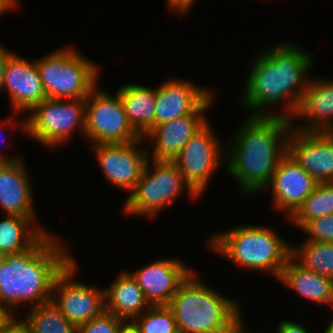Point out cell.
<instances>
[{
    "label": "cell",
    "instance_id": "cb8c5ba5",
    "mask_svg": "<svg viewBox=\"0 0 333 333\" xmlns=\"http://www.w3.org/2000/svg\"><path fill=\"white\" fill-rule=\"evenodd\" d=\"M35 217L7 215L0 219V252L18 254L30 249L48 231L35 223ZM32 227V228H31Z\"/></svg>",
    "mask_w": 333,
    "mask_h": 333
},
{
    "label": "cell",
    "instance_id": "e0dca14e",
    "mask_svg": "<svg viewBox=\"0 0 333 333\" xmlns=\"http://www.w3.org/2000/svg\"><path fill=\"white\" fill-rule=\"evenodd\" d=\"M193 270L178 259H160L129 272L151 306L168 305Z\"/></svg>",
    "mask_w": 333,
    "mask_h": 333
},
{
    "label": "cell",
    "instance_id": "5bb4252c",
    "mask_svg": "<svg viewBox=\"0 0 333 333\" xmlns=\"http://www.w3.org/2000/svg\"><path fill=\"white\" fill-rule=\"evenodd\" d=\"M214 101L213 93L194 113L153 127L143 137L153 143L151 156L148 152L149 158L155 161H173L183 146L208 122L205 114Z\"/></svg>",
    "mask_w": 333,
    "mask_h": 333
},
{
    "label": "cell",
    "instance_id": "3957f363",
    "mask_svg": "<svg viewBox=\"0 0 333 333\" xmlns=\"http://www.w3.org/2000/svg\"><path fill=\"white\" fill-rule=\"evenodd\" d=\"M59 241L47 232L30 249L6 256L0 267V302L12 312L25 303L34 307L51 301L55 278L75 259Z\"/></svg>",
    "mask_w": 333,
    "mask_h": 333
},
{
    "label": "cell",
    "instance_id": "8fae6325",
    "mask_svg": "<svg viewBox=\"0 0 333 333\" xmlns=\"http://www.w3.org/2000/svg\"><path fill=\"white\" fill-rule=\"evenodd\" d=\"M77 267L74 259L55 278L51 299L68 321L76 327L105 311V289L74 281L73 275Z\"/></svg>",
    "mask_w": 333,
    "mask_h": 333
},
{
    "label": "cell",
    "instance_id": "2e32d148",
    "mask_svg": "<svg viewBox=\"0 0 333 333\" xmlns=\"http://www.w3.org/2000/svg\"><path fill=\"white\" fill-rule=\"evenodd\" d=\"M4 90L9 92L13 115L29 113L47 98L35 60L29 61L16 53L7 60L2 92Z\"/></svg>",
    "mask_w": 333,
    "mask_h": 333
},
{
    "label": "cell",
    "instance_id": "d590c367",
    "mask_svg": "<svg viewBox=\"0 0 333 333\" xmlns=\"http://www.w3.org/2000/svg\"><path fill=\"white\" fill-rule=\"evenodd\" d=\"M117 333H141L134 321L124 320L118 327Z\"/></svg>",
    "mask_w": 333,
    "mask_h": 333
},
{
    "label": "cell",
    "instance_id": "4fadbf2b",
    "mask_svg": "<svg viewBox=\"0 0 333 333\" xmlns=\"http://www.w3.org/2000/svg\"><path fill=\"white\" fill-rule=\"evenodd\" d=\"M287 153L317 182H333V132H305L292 128Z\"/></svg>",
    "mask_w": 333,
    "mask_h": 333
},
{
    "label": "cell",
    "instance_id": "7402d4cb",
    "mask_svg": "<svg viewBox=\"0 0 333 333\" xmlns=\"http://www.w3.org/2000/svg\"><path fill=\"white\" fill-rule=\"evenodd\" d=\"M278 280L318 306L329 304L333 307V280L305 268L292 255Z\"/></svg>",
    "mask_w": 333,
    "mask_h": 333
},
{
    "label": "cell",
    "instance_id": "ba28073f",
    "mask_svg": "<svg viewBox=\"0 0 333 333\" xmlns=\"http://www.w3.org/2000/svg\"><path fill=\"white\" fill-rule=\"evenodd\" d=\"M29 113L19 124L45 147L68 143L76 129L85 138L86 99L46 98Z\"/></svg>",
    "mask_w": 333,
    "mask_h": 333
},
{
    "label": "cell",
    "instance_id": "b9f144b4",
    "mask_svg": "<svg viewBox=\"0 0 333 333\" xmlns=\"http://www.w3.org/2000/svg\"><path fill=\"white\" fill-rule=\"evenodd\" d=\"M209 333H234V326L228 331H214Z\"/></svg>",
    "mask_w": 333,
    "mask_h": 333
},
{
    "label": "cell",
    "instance_id": "f35d334b",
    "mask_svg": "<svg viewBox=\"0 0 333 333\" xmlns=\"http://www.w3.org/2000/svg\"><path fill=\"white\" fill-rule=\"evenodd\" d=\"M1 123L2 122H0V128H1V125H2ZM5 139H6V137L3 140L5 141ZM19 158H20V156H15V155L10 158V157H7L6 154L2 155V153L0 152V162H11V161H15Z\"/></svg>",
    "mask_w": 333,
    "mask_h": 333
},
{
    "label": "cell",
    "instance_id": "484cf974",
    "mask_svg": "<svg viewBox=\"0 0 333 333\" xmlns=\"http://www.w3.org/2000/svg\"><path fill=\"white\" fill-rule=\"evenodd\" d=\"M291 255L305 268L333 280V242L304 241L291 244Z\"/></svg>",
    "mask_w": 333,
    "mask_h": 333
},
{
    "label": "cell",
    "instance_id": "f546056e",
    "mask_svg": "<svg viewBox=\"0 0 333 333\" xmlns=\"http://www.w3.org/2000/svg\"><path fill=\"white\" fill-rule=\"evenodd\" d=\"M124 320L104 311L98 317L77 327V333H117Z\"/></svg>",
    "mask_w": 333,
    "mask_h": 333
},
{
    "label": "cell",
    "instance_id": "d4e9b609",
    "mask_svg": "<svg viewBox=\"0 0 333 333\" xmlns=\"http://www.w3.org/2000/svg\"><path fill=\"white\" fill-rule=\"evenodd\" d=\"M24 319L30 333H77V327L68 321L53 301L30 307Z\"/></svg>",
    "mask_w": 333,
    "mask_h": 333
},
{
    "label": "cell",
    "instance_id": "6da1fadb",
    "mask_svg": "<svg viewBox=\"0 0 333 333\" xmlns=\"http://www.w3.org/2000/svg\"><path fill=\"white\" fill-rule=\"evenodd\" d=\"M314 57L291 42L279 43L251 61L242 94V104L250 116H283L291 119L309 81ZM279 104V105H278ZM284 105V113L269 112Z\"/></svg>",
    "mask_w": 333,
    "mask_h": 333
},
{
    "label": "cell",
    "instance_id": "8992f818",
    "mask_svg": "<svg viewBox=\"0 0 333 333\" xmlns=\"http://www.w3.org/2000/svg\"><path fill=\"white\" fill-rule=\"evenodd\" d=\"M47 98L86 99L97 86L99 67L72 46L35 60Z\"/></svg>",
    "mask_w": 333,
    "mask_h": 333
},
{
    "label": "cell",
    "instance_id": "603a6c76",
    "mask_svg": "<svg viewBox=\"0 0 333 333\" xmlns=\"http://www.w3.org/2000/svg\"><path fill=\"white\" fill-rule=\"evenodd\" d=\"M132 127L144 137L154 127L156 87L125 84L117 91Z\"/></svg>",
    "mask_w": 333,
    "mask_h": 333
},
{
    "label": "cell",
    "instance_id": "30bf717a",
    "mask_svg": "<svg viewBox=\"0 0 333 333\" xmlns=\"http://www.w3.org/2000/svg\"><path fill=\"white\" fill-rule=\"evenodd\" d=\"M214 133L208 121L173 160L185 182L199 197L206 190L211 175L226 159V147L222 146Z\"/></svg>",
    "mask_w": 333,
    "mask_h": 333
},
{
    "label": "cell",
    "instance_id": "9c48e42d",
    "mask_svg": "<svg viewBox=\"0 0 333 333\" xmlns=\"http://www.w3.org/2000/svg\"><path fill=\"white\" fill-rule=\"evenodd\" d=\"M97 86L86 98L85 138L92 145L129 143L143 138L130 124L119 94Z\"/></svg>",
    "mask_w": 333,
    "mask_h": 333
},
{
    "label": "cell",
    "instance_id": "4316f807",
    "mask_svg": "<svg viewBox=\"0 0 333 333\" xmlns=\"http://www.w3.org/2000/svg\"><path fill=\"white\" fill-rule=\"evenodd\" d=\"M333 214V182L318 183L315 190L288 219L299 229L309 220Z\"/></svg>",
    "mask_w": 333,
    "mask_h": 333
},
{
    "label": "cell",
    "instance_id": "60d3db41",
    "mask_svg": "<svg viewBox=\"0 0 333 333\" xmlns=\"http://www.w3.org/2000/svg\"><path fill=\"white\" fill-rule=\"evenodd\" d=\"M6 256V254L0 252V267L4 264Z\"/></svg>",
    "mask_w": 333,
    "mask_h": 333
},
{
    "label": "cell",
    "instance_id": "d6986e66",
    "mask_svg": "<svg viewBox=\"0 0 333 333\" xmlns=\"http://www.w3.org/2000/svg\"><path fill=\"white\" fill-rule=\"evenodd\" d=\"M297 118L304 119L306 124L294 127ZM290 120L292 128L297 130L333 132V80L309 78L306 90Z\"/></svg>",
    "mask_w": 333,
    "mask_h": 333
},
{
    "label": "cell",
    "instance_id": "74e56055",
    "mask_svg": "<svg viewBox=\"0 0 333 333\" xmlns=\"http://www.w3.org/2000/svg\"><path fill=\"white\" fill-rule=\"evenodd\" d=\"M243 318H242V314L236 319L235 323H234V333H250L246 330H244V324H243ZM254 333V332H251ZM259 333V332H257ZM261 333V332H260ZM264 333V332H263Z\"/></svg>",
    "mask_w": 333,
    "mask_h": 333
},
{
    "label": "cell",
    "instance_id": "9a60e30c",
    "mask_svg": "<svg viewBox=\"0 0 333 333\" xmlns=\"http://www.w3.org/2000/svg\"><path fill=\"white\" fill-rule=\"evenodd\" d=\"M317 182L286 153L265 190L271 187L272 204L279 212H285L289 219L315 190Z\"/></svg>",
    "mask_w": 333,
    "mask_h": 333
},
{
    "label": "cell",
    "instance_id": "ffe728a7",
    "mask_svg": "<svg viewBox=\"0 0 333 333\" xmlns=\"http://www.w3.org/2000/svg\"><path fill=\"white\" fill-rule=\"evenodd\" d=\"M22 158L0 162V209L7 215L36 217L31 179Z\"/></svg>",
    "mask_w": 333,
    "mask_h": 333
},
{
    "label": "cell",
    "instance_id": "5b68a950",
    "mask_svg": "<svg viewBox=\"0 0 333 333\" xmlns=\"http://www.w3.org/2000/svg\"><path fill=\"white\" fill-rule=\"evenodd\" d=\"M210 250L220 253L241 268L266 271L279 279L288 257L291 244L270 227L240 225L209 238Z\"/></svg>",
    "mask_w": 333,
    "mask_h": 333
},
{
    "label": "cell",
    "instance_id": "ab89813d",
    "mask_svg": "<svg viewBox=\"0 0 333 333\" xmlns=\"http://www.w3.org/2000/svg\"><path fill=\"white\" fill-rule=\"evenodd\" d=\"M324 333H333V317L330 323L327 325Z\"/></svg>",
    "mask_w": 333,
    "mask_h": 333
},
{
    "label": "cell",
    "instance_id": "e575fe53",
    "mask_svg": "<svg viewBox=\"0 0 333 333\" xmlns=\"http://www.w3.org/2000/svg\"><path fill=\"white\" fill-rule=\"evenodd\" d=\"M0 333H30L28 326L19 318L15 319L7 328Z\"/></svg>",
    "mask_w": 333,
    "mask_h": 333
},
{
    "label": "cell",
    "instance_id": "277c9868",
    "mask_svg": "<svg viewBox=\"0 0 333 333\" xmlns=\"http://www.w3.org/2000/svg\"><path fill=\"white\" fill-rule=\"evenodd\" d=\"M184 333L228 331L242 314L239 303L200 281L192 271L167 305ZM241 312V313H240Z\"/></svg>",
    "mask_w": 333,
    "mask_h": 333
},
{
    "label": "cell",
    "instance_id": "44dd1931",
    "mask_svg": "<svg viewBox=\"0 0 333 333\" xmlns=\"http://www.w3.org/2000/svg\"><path fill=\"white\" fill-rule=\"evenodd\" d=\"M105 289V311L126 321H133L151 305L146 300L143 290L127 271Z\"/></svg>",
    "mask_w": 333,
    "mask_h": 333
},
{
    "label": "cell",
    "instance_id": "d6a6232c",
    "mask_svg": "<svg viewBox=\"0 0 333 333\" xmlns=\"http://www.w3.org/2000/svg\"><path fill=\"white\" fill-rule=\"evenodd\" d=\"M2 302H0V331L7 328L17 316Z\"/></svg>",
    "mask_w": 333,
    "mask_h": 333
},
{
    "label": "cell",
    "instance_id": "836d02e7",
    "mask_svg": "<svg viewBox=\"0 0 333 333\" xmlns=\"http://www.w3.org/2000/svg\"><path fill=\"white\" fill-rule=\"evenodd\" d=\"M13 52L4 48L0 45V93L2 92V86L4 83L5 69L7 65V60Z\"/></svg>",
    "mask_w": 333,
    "mask_h": 333
},
{
    "label": "cell",
    "instance_id": "4dcf8cb0",
    "mask_svg": "<svg viewBox=\"0 0 333 333\" xmlns=\"http://www.w3.org/2000/svg\"><path fill=\"white\" fill-rule=\"evenodd\" d=\"M276 333H310L303 325L290 320L281 321Z\"/></svg>",
    "mask_w": 333,
    "mask_h": 333
},
{
    "label": "cell",
    "instance_id": "83f0119b",
    "mask_svg": "<svg viewBox=\"0 0 333 333\" xmlns=\"http://www.w3.org/2000/svg\"><path fill=\"white\" fill-rule=\"evenodd\" d=\"M141 333H174L177 325L167 305L150 306L134 320Z\"/></svg>",
    "mask_w": 333,
    "mask_h": 333
},
{
    "label": "cell",
    "instance_id": "7c38bea8",
    "mask_svg": "<svg viewBox=\"0 0 333 333\" xmlns=\"http://www.w3.org/2000/svg\"><path fill=\"white\" fill-rule=\"evenodd\" d=\"M145 140L92 145L106 181L129 194L134 190L149 159V149L139 148Z\"/></svg>",
    "mask_w": 333,
    "mask_h": 333
},
{
    "label": "cell",
    "instance_id": "ac0fdd59",
    "mask_svg": "<svg viewBox=\"0 0 333 333\" xmlns=\"http://www.w3.org/2000/svg\"><path fill=\"white\" fill-rule=\"evenodd\" d=\"M215 90L171 78L156 87L154 127L194 113Z\"/></svg>",
    "mask_w": 333,
    "mask_h": 333
},
{
    "label": "cell",
    "instance_id": "8d00e7d4",
    "mask_svg": "<svg viewBox=\"0 0 333 333\" xmlns=\"http://www.w3.org/2000/svg\"><path fill=\"white\" fill-rule=\"evenodd\" d=\"M18 5L17 0H0V16L5 12L11 11L12 9L15 10Z\"/></svg>",
    "mask_w": 333,
    "mask_h": 333
},
{
    "label": "cell",
    "instance_id": "1f68e13d",
    "mask_svg": "<svg viewBox=\"0 0 333 333\" xmlns=\"http://www.w3.org/2000/svg\"><path fill=\"white\" fill-rule=\"evenodd\" d=\"M196 0H166L169 11L177 12L179 14H185L189 12V9ZM188 10V11H187Z\"/></svg>",
    "mask_w": 333,
    "mask_h": 333
},
{
    "label": "cell",
    "instance_id": "f1b7e54d",
    "mask_svg": "<svg viewBox=\"0 0 333 333\" xmlns=\"http://www.w3.org/2000/svg\"><path fill=\"white\" fill-rule=\"evenodd\" d=\"M300 230L310 236L305 241L333 242V214L309 220Z\"/></svg>",
    "mask_w": 333,
    "mask_h": 333
},
{
    "label": "cell",
    "instance_id": "7bdbcfd3",
    "mask_svg": "<svg viewBox=\"0 0 333 333\" xmlns=\"http://www.w3.org/2000/svg\"><path fill=\"white\" fill-rule=\"evenodd\" d=\"M174 333H184L183 331H181V330H177L176 332H174Z\"/></svg>",
    "mask_w": 333,
    "mask_h": 333
},
{
    "label": "cell",
    "instance_id": "52a82bcc",
    "mask_svg": "<svg viewBox=\"0 0 333 333\" xmlns=\"http://www.w3.org/2000/svg\"><path fill=\"white\" fill-rule=\"evenodd\" d=\"M185 192L192 199L199 198L173 161L148 159L138 183L123 204V212L132 216H156Z\"/></svg>",
    "mask_w": 333,
    "mask_h": 333
},
{
    "label": "cell",
    "instance_id": "7a4b0ae2",
    "mask_svg": "<svg viewBox=\"0 0 333 333\" xmlns=\"http://www.w3.org/2000/svg\"><path fill=\"white\" fill-rule=\"evenodd\" d=\"M291 129V120L283 116H248L233 134L225 149L226 171L243 195L265 191L279 160L287 153Z\"/></svg>",
    "mask_w": 333,
    "mask_h": 333
}]
</instances>
